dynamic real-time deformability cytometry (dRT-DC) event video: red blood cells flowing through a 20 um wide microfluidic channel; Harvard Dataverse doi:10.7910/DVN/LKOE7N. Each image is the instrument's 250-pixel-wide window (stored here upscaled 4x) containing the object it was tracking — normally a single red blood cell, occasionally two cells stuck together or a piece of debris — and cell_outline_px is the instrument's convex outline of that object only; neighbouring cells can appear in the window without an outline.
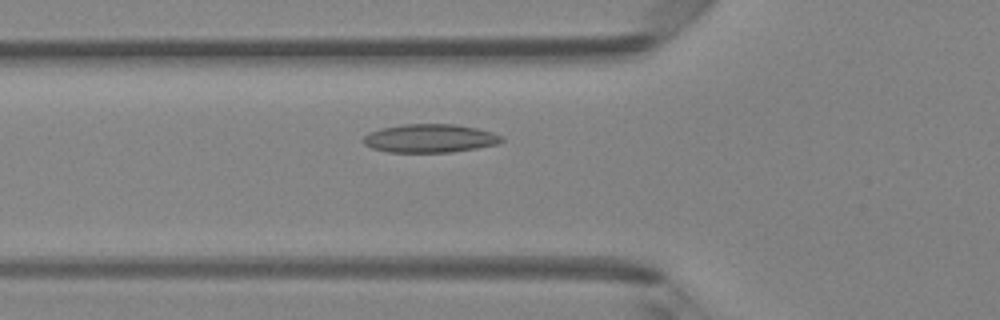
{"species": "Egyptian fruit bat (a non-hibernating species)", "species_latin": "Rousettus aegyptiacus", "temperature_condition": "room temperature", "stored_images_in_passage": 48, "camera_frame_rate_fps": 3000, "um_per_image_px": 0.085, "animal": {"sex": "female"}, "frame": {"image": 1, "passage_image": 17, "time_ms": 5.333, "image_size_px": [1000, 320], "cell_outline_px": [[504, 140], [496, 144], [476, 148], [452, 152], [388, 152], [372, 148], [364, 144], [360, 140], [368, 132], [380, 128], [400, 124], [456, 124], [476, 128], [492, 132], [504, 136]], "centroid_in_image_um": [36.51, 11.75], "position_along_channel_um": 89.3, "area_um2": 23.12}}
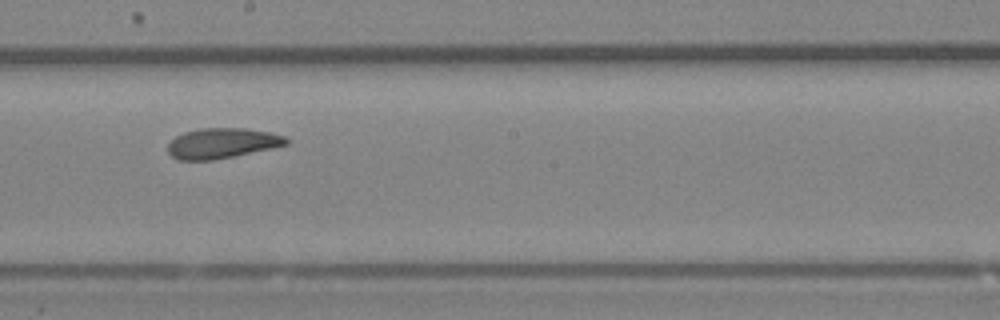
{"frame": {"image": 2, "passage_image": 27, "time_ms": 8.667, "image_size_px": [1000, 320], "cell_outline_px": [[288, 144], [232, 156], [212, 160], [180, 160], [172, 156], [168, 152], [168, 144], [176, 136], [184, 132], [200, 128], [248, 128], [272, 132], [284, 136], [288, 140]], "centroid_in_image_um": [18.86, 12.16], "position_along_channel_um": 229.3, "area_um2": 20.69}}
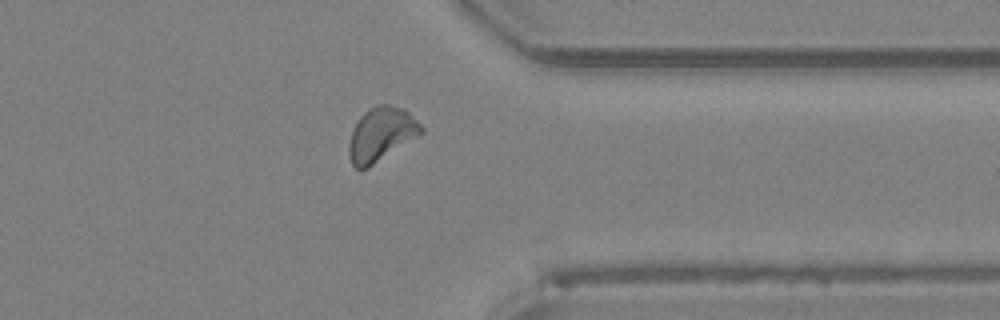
{"frame": {"image": 3, "passage_image": 38, "time_ms": 12.333, "image_size_px": [1000, 320], "cell_outline_px": [[424, 132], [368, 168], [356, 168], [352, 164], [348, 152], [348, 144], [352, 132], [360, 116], [364, 112], [376, 104], [388, 104], [404, 108], [424, 128]], "centroid_in_image_um": [32.4, 11.4], "position_along_channel_um": 379.0, "area_um2": 22.48}, "authors_computed_cell_mechanics": {"area_um2": 21.6461, "velocity_mm_per_s": 4.2245, "shape_relaxation_time_tau1_ms": 6.0515, "shape_relaxation_time_tau2_ms": 2.9944, "deformation_change_tau1": 0.1238, "deformation_change_tau2": 0.0935}}